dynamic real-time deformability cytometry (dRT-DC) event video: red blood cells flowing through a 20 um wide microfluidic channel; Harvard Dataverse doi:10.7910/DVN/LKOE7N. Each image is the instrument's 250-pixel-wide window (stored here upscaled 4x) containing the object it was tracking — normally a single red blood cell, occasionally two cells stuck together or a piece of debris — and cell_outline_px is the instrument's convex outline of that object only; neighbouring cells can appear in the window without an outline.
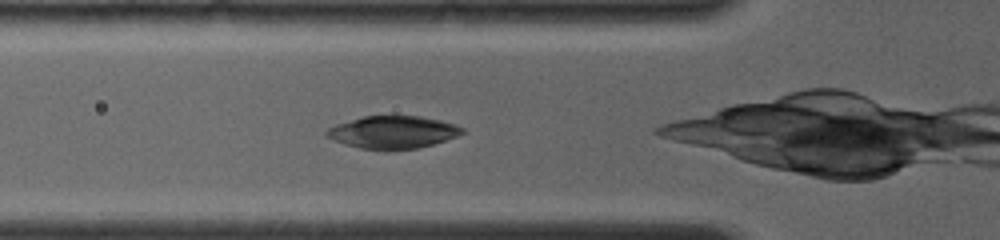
{"species": "common noctule bat (a hibernating species)", "species_latin": "Nyctalus noctula", "temperature_condition": "room temperature", "stored_images_in_passage": 2, "camera_frame_rate_fps": 4000, "um_per_image_px": 0.085, "animal": {"sex": "female", "body_mass_g": 19.0, "forearm_length_mm": 56.7}, "frame": {"image": 1, "passage_image": 2, "time_ms": 0.75, "image_size_px": [1000, 240], "cell_outline_px": [[464, 132], [456, 136], [432, 144], [416, 148], [360, 148], [344, 144], [328, 136], [324, 132], [328, 128], [336, 124], [364, 116], [420, 116], [440, 120], [456, 124], [464, 128]], "centroid_in_image_um": [33.4, 11.21], "position_along_channel_um": 92.4, "area_um2": 25.03}}